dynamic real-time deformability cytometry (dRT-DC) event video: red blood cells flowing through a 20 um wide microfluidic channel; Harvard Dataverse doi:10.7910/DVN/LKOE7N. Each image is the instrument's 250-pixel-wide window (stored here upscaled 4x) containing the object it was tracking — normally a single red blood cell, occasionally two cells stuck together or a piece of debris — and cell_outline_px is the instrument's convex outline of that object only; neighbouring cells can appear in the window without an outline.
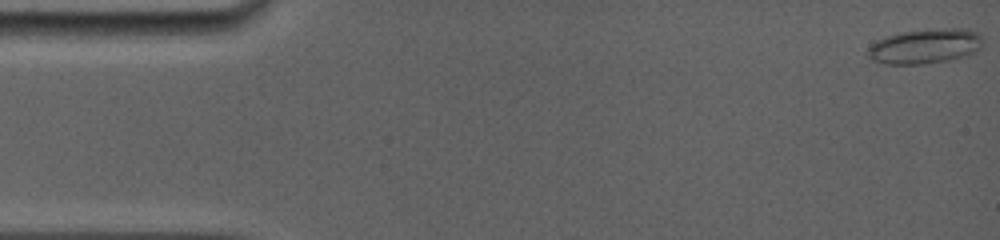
{"species": "common noctule bat (a hibernating species)", "species_latin": "Nyctalus noctula", "temperature_condition": "room temperature", "stored_images_in_passage": 107, "camera_frame_rate_fps": 5000, "um_per_image_px": 0.085, "animal": {"sex": "female", "body_mass_g": 19.0, "forearm_length_mm": 56.7}, "frame": {"image": 1, "passage_image": 1, "time_ms": 0.0, "image_size_px": [1000, 240], "cell_outline_px": [[980, 48], [976, 52], [964, 56], [948, 60], [924, 64], [888, 64], [872, 60], [868, 56], [868, 48], [876, 40], [896, 32], [928, 28], [968, 28], [976, 32], [980, 36]], "centroid_in_image_um": [78.6, 3.91], "position_along_channel_um": 6.4, "area_um2": 23.58}}
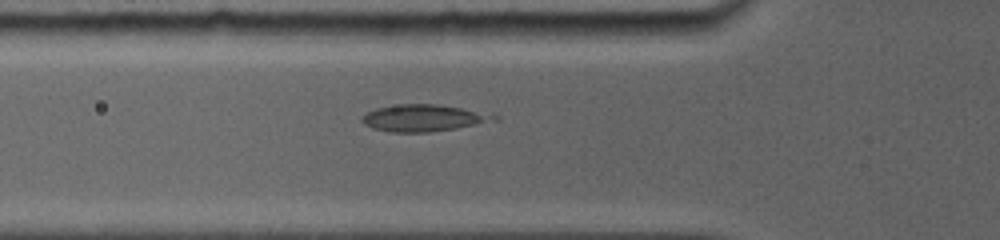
{"frame": {"image": 2, "passage_image": 30, "time_ms": 5.4, "image_size_px": [1000, 240], "cell_outline_px": [[500, 120], [456, 128], [428, 132], [392, 132], [372, 128], [364, 124], [360, 120], [368, 112], [376, 108], [400, 104], [436, 104], [492, 112], [500, 116]], "centroid_in_image_um": [36.11, 10.02], "position_along_channel_um": 89.7, "area_um2": 20.87}}
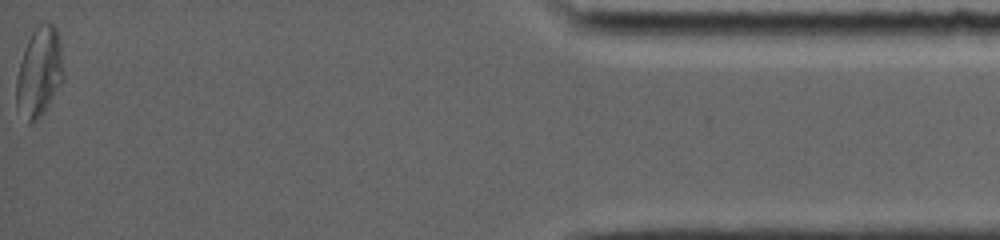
{"frame": {"image": 3, "passage_image": 106, "time_ms": 16.0, "image_size_px": [1000, 240], "cell_outline_px": [[64, 80], [44, 112], [36, 120], [28, 124], [16, 108], [16, 76], [24, 48], [32, 32], [40, 24], [52, 24], [56, 28], [60, 40], [64, 72]], "centroid_in_image_um": [3.34, 6.17], "position_along_channel_um": 431.9, "area_um2": 24.74}}